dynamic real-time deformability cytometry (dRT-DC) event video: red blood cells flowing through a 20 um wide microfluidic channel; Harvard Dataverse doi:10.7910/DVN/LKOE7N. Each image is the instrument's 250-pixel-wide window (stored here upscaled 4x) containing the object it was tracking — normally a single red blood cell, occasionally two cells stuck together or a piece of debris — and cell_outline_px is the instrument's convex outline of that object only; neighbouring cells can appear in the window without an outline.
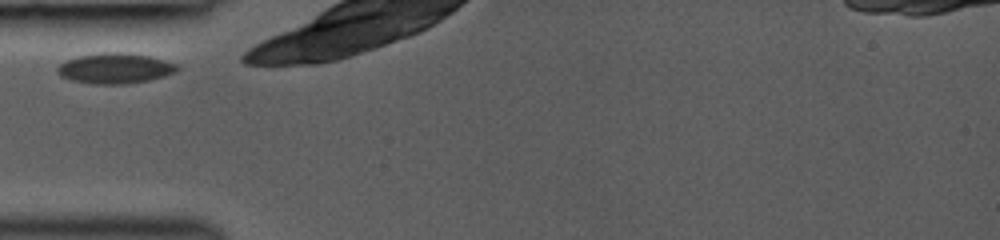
{"species": "common noctule bat (a hibernating species)", "species_latin": "Nyctalus noctula", "temperature_condition": "room temperature", "stored_images_in_passage": 4, "camera_frame_rate_fps": 3000, "um_per_image_px": 0.085, "animal": {"sex": "female", "body_mass_g": 19.0, "forearm_length_mm": 53.3}, "frame": {"image": 1, "passage_image": 1, "time_ms": 0.0, "image_size_px": [1000, 240], "cell_outline_px": [[180, 68], [176, 72], [164, 76], [148, 80], [128, 84], [92, 84], [72, 80], [60, 76], [56, 72], [56, 68], [60, 64], [68, 60], [80, 56], [104, 52], [124, 52], [148, 56], [180, 64]], "centroid_in_image_um": [9.81, 5.81], "position_along_channel_um": 75.2, "area_um2": 21.27}}